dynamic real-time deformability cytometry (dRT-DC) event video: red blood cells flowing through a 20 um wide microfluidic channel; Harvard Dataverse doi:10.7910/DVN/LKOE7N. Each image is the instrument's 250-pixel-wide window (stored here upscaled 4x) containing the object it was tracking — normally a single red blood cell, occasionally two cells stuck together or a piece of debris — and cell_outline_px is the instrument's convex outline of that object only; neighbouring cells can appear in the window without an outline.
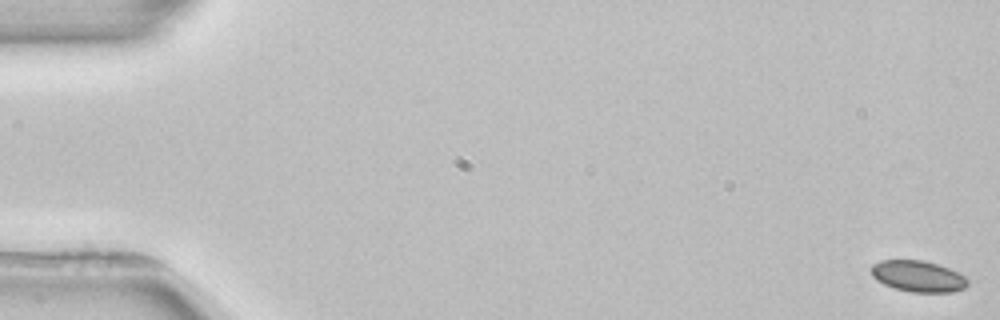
{"species": "common noctule bat (a hibernating species)", "species_latin": "Nyctalus noctula", "temperature_condition": "room temperature", "stored_images_in_passage": 5, "segment_of_instrument_passage": [1, 2], "camera_frame_rate_fps": 3000, "um_per_image_px": 0.085, "animal": {"sex": "female", "body_mass_g": 22.7, "forearm_length_mm": 54.2}, "frame": {"image": 1, "passage_image": 1, "time_ms": 0.0, "image_size_px": [1000, 320], "cell_outline_px": [[968, 284], [964, 288], [952, 292], [912, 292], [896, 288], [884, 284], [876, 280], [872, 276], [872, 264], [880, 260], [924, 260], [948, 268], [964, 276], [968, 280]], "centroid_in_image_um": [78.02, 23.48], "position_along_channel_um": 7.0, "area_um2": 17.4}}
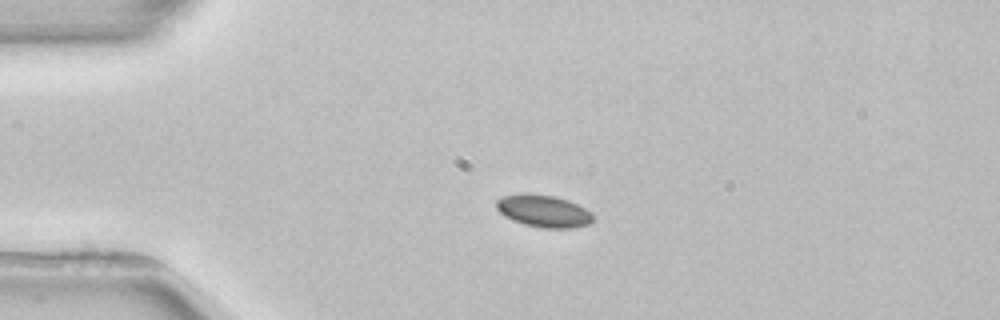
{"frame": {"image": 2, "passage_image": 4, "time_ms": 4.0, "image_size_px": [1000, 320], "cell_outline_px": [[592, 220], [588, 224], [572, 228], [544, 228], [524, 224], [512, 220], [504, 216], [496, 208], [496, 200], [504, 196], [524, 192], [528, 192], [556, 196], [568, 200], [592, 212]], "centroid_in_image_um": [46.17, 17.92], "position_along_channel_um": 38.8, "area_um2": 18.26}}